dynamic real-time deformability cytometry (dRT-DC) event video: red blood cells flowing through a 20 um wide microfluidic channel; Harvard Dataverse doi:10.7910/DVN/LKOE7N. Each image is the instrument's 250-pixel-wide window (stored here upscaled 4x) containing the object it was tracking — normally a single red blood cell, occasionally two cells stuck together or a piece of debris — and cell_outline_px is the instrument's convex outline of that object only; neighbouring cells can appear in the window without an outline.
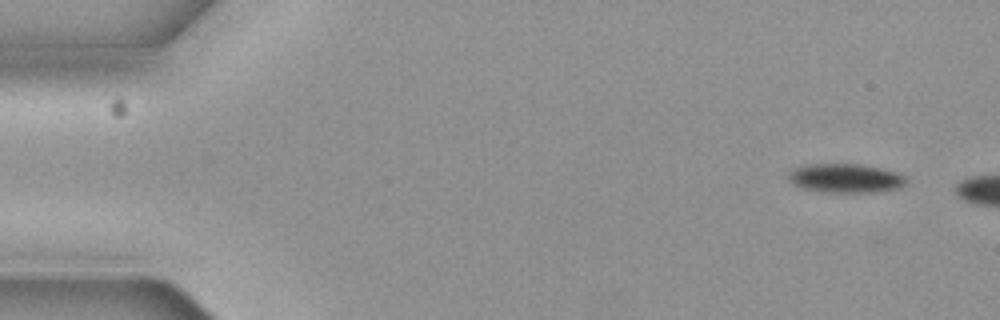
{"species": "common noctule bat (a hibernating species)", "species_latin": "Nyctalus noctula", "temperature_condition": "cold", "stored_images_in_passage": 3, "camera_frame_rate_fps": 3000, "um_per_image_px": 0.085, "animal": {"sex": "female", "body_mass_g": 19.3, "forearm_length_mm": 54.1}, "frame": {"image": 1, "passage_image": 1, "time_ms": 0.0, "image_size_px": [1000, 320], "cell_outline_px": [[908, 180], [900, 188], [880, 192], [824, 192], [804, 188], [796, 184], [788, 176], [788, 172], [804, 164], [860, 164], [880, 168], [896, 172], [904, 176]], "centroid_in_image_um": [71.92, 15.14], "position_along_channel_um": 13.1, "area_um2": 19.77}}